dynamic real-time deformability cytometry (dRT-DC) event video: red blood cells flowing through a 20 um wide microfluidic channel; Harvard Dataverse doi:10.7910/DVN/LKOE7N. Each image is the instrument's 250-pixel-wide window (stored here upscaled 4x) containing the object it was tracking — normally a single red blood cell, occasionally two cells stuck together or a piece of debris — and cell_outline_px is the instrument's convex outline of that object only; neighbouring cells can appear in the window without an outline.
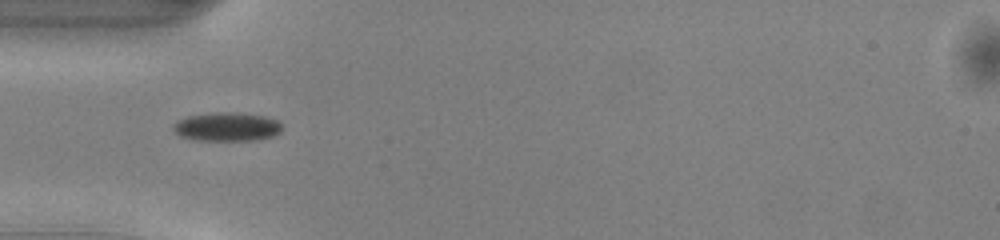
{"species": "common noctule bat (a hibernating species)", "species_latin": "Nyctalus noctula", "temperature_condition": "warm", "stored_images_in_passage": 37, "camera_frame_rate_fps": 3000, "um_per_image_px": 0.085, "animal": {"sex": "male", "body_mass_g": 13.0, "forearm_length_mm": 53.1}, "frame": {"image": 1, "passage_image": 3, "time_ms": 0.667, "image_size_px": [1000, 240], "cell_outline_px": [[280, 132], [272, 136], [252, 140], [196, 140], [180, 136], [172, 128], [172, 124], [176, 120], [188, 116], [216, 112], [236, 112], [264, 116], [276, 120], [280, 124]], "centroid_in_image_um": [19.23, 10.77], "position_along_channel_um": 65.8, "area_um2": 18.09}}
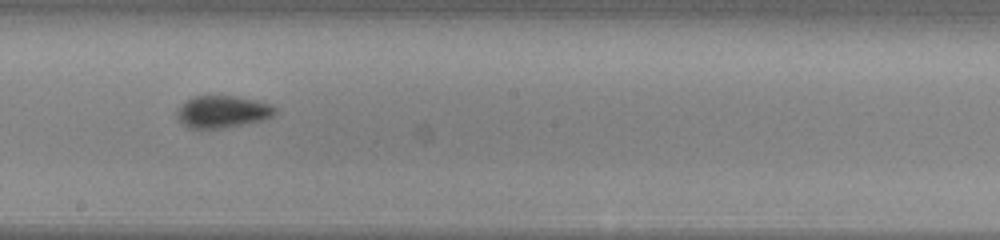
{"frame": {"image": 2, "passage_image": 15, "time_ms": 4.667, "image_size_px": [1000, 240], "cell_outline_px": [[276, 112], [272, 116], [260, 120], [224, 128], [188, 128], [176, 116], [176, 112], [192, 96], [236, 96], [256, 100], [272, 104], [276, 108]], "centroid_in_image_um": [18.93, 9.49], "position_along_channel_um": 229.3, "area_um2": 18.09}}
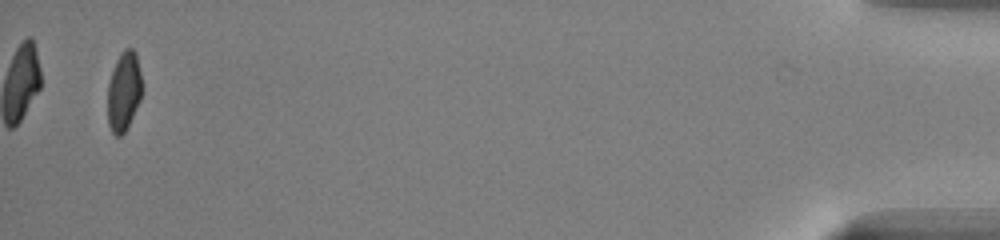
{"frame": {"image": 3, "passage_image": 36, "time_ms": 11.667, "image_size_px": [1000, 240], "cell_outline_px": [[140, 100], [124, 132], [120, 136], [116, 136], [112, 132], [108, 124], [108, 80], [116, 60], [120, 52], [124, 48], [132, 48], [136, 52], [140, 72]], "centroid_in_image_um": [10.5, 7.72], "position_along_channel_um": 424.7, "area_um2": 15.66}, "authors_computed_cell_mechanics": {"area_um2": 17.6868, "velocity_mm_per_s": 4.0963, "shape_relaxation_time_tau1_ms": 2.439, "shape_relaxation_time_tau2_ms": 3.2401, "deformation_change_tau1": 0.1171, "deformation_change_tau2": 0.0664}}